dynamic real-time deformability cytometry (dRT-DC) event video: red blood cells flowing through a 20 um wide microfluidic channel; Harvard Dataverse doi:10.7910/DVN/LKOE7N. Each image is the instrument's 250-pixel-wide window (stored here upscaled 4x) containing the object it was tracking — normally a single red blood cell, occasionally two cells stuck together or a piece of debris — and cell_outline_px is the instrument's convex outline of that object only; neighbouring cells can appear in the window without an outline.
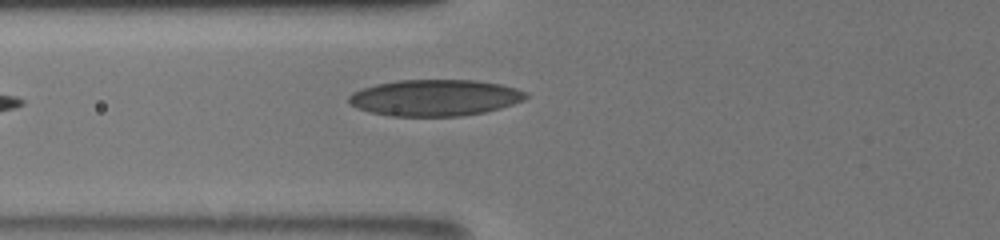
{"species": "human", "species_latin": "Homo sapiens", "temperature_condition": "room temperature", "stored_images_in_passage": 9, "camera_frame_rate_fps": 3000, "um_per_image_px": 0.085, "donor": {"sex": "male"}, "frame": {"image": 1, "passage_image": 9, "time_ms": 6.0, "image_size_px": [1000, 240], "cell_outline_px": [[528, 96], [524, 100], [500, 108], [484, 112], [460, 116], [388, 116], [368, 112], [356, 108], [348, 100], [348, 96], [352, 92], [376, 84], [400, 80], [476, 80], [500, 84], [516, 88], [528, 92]], "centroid_in_image_um": [36.97, 8.31], "position_along_channel_um": 88.8, "area_um2": 37.63}}